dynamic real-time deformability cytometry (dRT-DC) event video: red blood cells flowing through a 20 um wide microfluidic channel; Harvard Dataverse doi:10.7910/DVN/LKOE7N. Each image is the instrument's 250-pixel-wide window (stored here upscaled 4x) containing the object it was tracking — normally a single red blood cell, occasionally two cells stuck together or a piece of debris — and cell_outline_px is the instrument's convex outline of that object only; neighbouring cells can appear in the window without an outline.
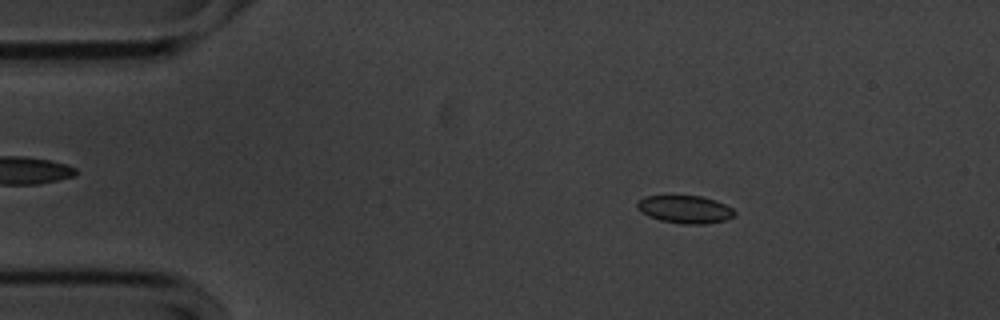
{"species": "common noctule bat (a hibernating species)", "species_latin": "Nyctalus noctula", "temperature_condition": "cold", "stored_images_in_passage": 56, "camera_frame_rate_fps": 3000, "um_per_image_px": 0.085, "animal": {"sex": "male", "body_mass_g": 20.1, "forearm_length_mm": 53.5}, "frame": {"image": 1, "passage_image": 9, "time_ms": 2.667, "image_size_px": [1000, 320], "cell_outline_px": [[736, 212], [732, 216], [724, 220], [704, 224], [684, 224], [660, 220], [648, 216], [640, 212], [636, 208], [636, 204], [644, 196], [700, 196], [716, 200], [732, 208]], "centroid_in_image_um": [58.2, 17.79], "position_along_channel_um": 26.8, "area_um2": 15.66}}
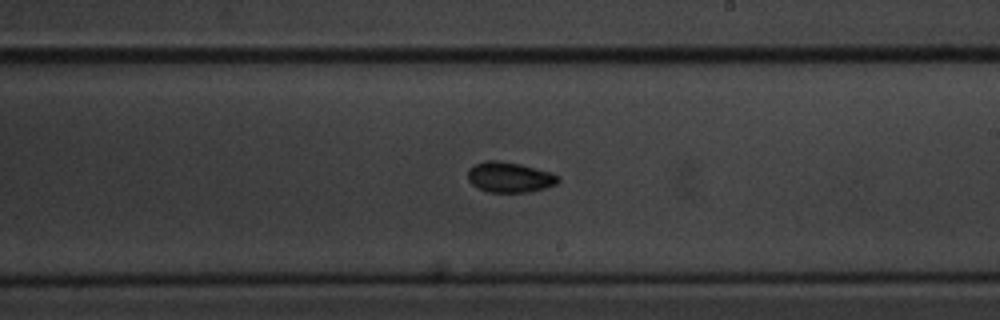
{"frame": {"image": 2, "passage_image": 32, "time_ms": 10.333, "image_size_px": [1000, 320], "cell_outline_px": [[560, 180], [556, 184], [544, 188], [528, 192], [488, 192], [472, 184], [468, 180], [468, 168], [484, 160], [496, 160], [520, 164], [552, 172], [560, 176]], "centroid_in_image_um": [43.33, 15.05], "position_along_channel_um": 245.7, "area_um2": 16.01}}
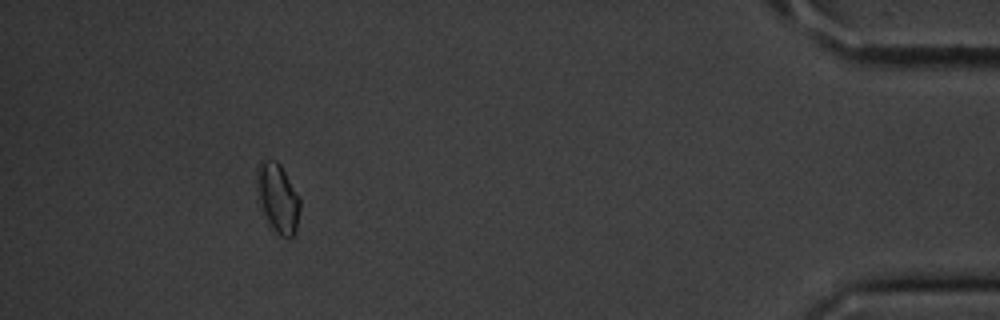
{"frame": {"image": 3, "passage_image": 51, "time_ms": 16.667, "image_size_px": [1000, 320], "cell_outline_px": [[300, 208], [296, 232], [288, 240], [280, 236], [268, 228], [260, 200], [256, 180], [256, 172], [260, 160], [276, 160], [280, 164], [300, 196]], "centroid_in_image_um": [23.63, 16.88], "position_along_channel_um": 411.6, "area_um2": 17.74}, "authors_computed_cell_mechanics": {"area_um2": 15.7505, "velocity_mm_per_s": 3.5709, "shape_relaxation_time_tau1_ms": null, "shape_relaxation_time_tau2_ms": 3.8582, "deformation_change_tau1": null, "deformation_change_tau2": 0.0684}}